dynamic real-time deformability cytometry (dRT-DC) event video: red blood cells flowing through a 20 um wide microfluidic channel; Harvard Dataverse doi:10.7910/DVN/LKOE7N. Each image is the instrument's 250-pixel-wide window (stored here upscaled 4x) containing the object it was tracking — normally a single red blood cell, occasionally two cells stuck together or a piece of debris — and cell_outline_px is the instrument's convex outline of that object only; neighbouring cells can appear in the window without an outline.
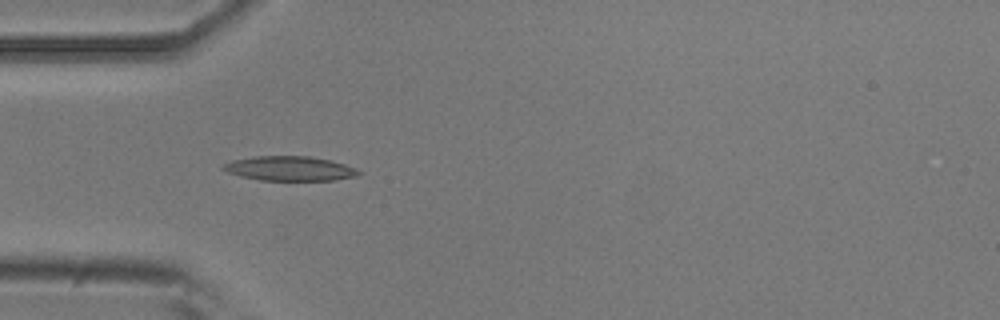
{"species": "common noctule bat (a hibernating species)", "species_latin": "Nyctalus noctula", "temperature_condition": "room temperature", "stored_images_in_passage": 6, "camera_frame_rate_fps": 3000, "um_per_image_px": 0.085, "animal": {"sex": "male", "body_mass_g": 20.5, "forearm_length_mm": 52.5}, "frame": {"image": 1, "passage_image": 5, "time_ms": 1.333, "image_size_px": [1000, 320], "cell_outline_px": [[364, 172], [356, 176], [336, 180], [260, 180], [240, 176], [228, 172], [220, 168], [224, 164], [232, 160], [252, 156], [308, 156], [332, 160], [356, 168]], "centroid_in_image_um": [24.64, 14.32], "position_along_channel_um": 60.4, "area_um2": 19.48}}
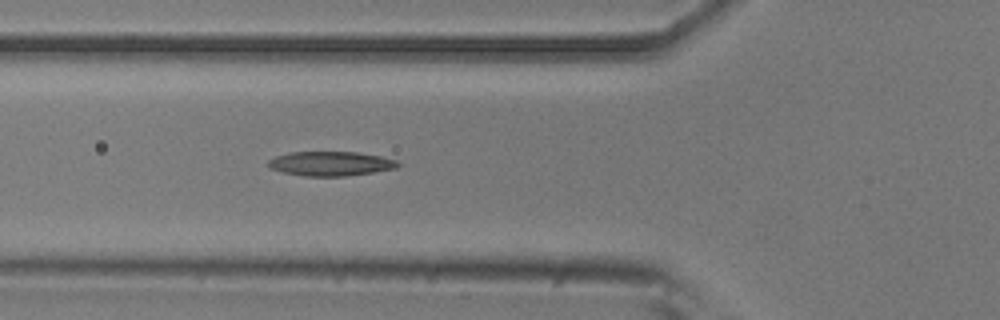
{"frame": {"image": 2, "passage_image": 6, "time_ms": 1.667, "image_size_px": [1000, 320], "cell_outline_px": [[400, 164], [396, 168], [372, 172], [344, 176], [304, 176], [284, 172], [272, 168], [268, 164], [268, 160], [276, 156], [288, 152], [356, 152], [380, 156], [396, 160]], "centroid_in_image_um": [28.1, 13.9], "position_along_channel_um": 97.7, "area_um2": 18.21}}